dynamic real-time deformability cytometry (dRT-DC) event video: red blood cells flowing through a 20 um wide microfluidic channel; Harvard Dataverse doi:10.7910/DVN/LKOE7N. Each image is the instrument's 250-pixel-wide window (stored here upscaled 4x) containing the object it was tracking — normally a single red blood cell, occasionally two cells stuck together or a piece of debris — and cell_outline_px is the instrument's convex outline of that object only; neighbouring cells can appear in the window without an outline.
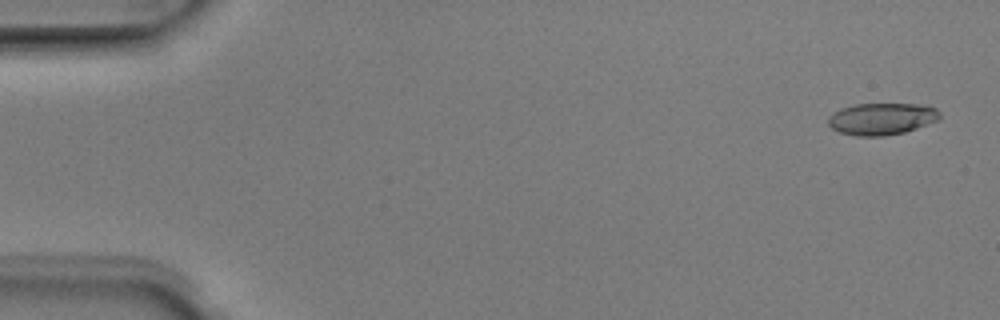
{"species": "Egyptian fruit bat (a non-hibernating species)", "species_latin": "Rousettus aegyptiacus", "temperature_condition": "room temperature", "stored_images_in_passage": 5, "camera_frame_rate_fps": 3000, "um_per_image_px": 0.085, "animal": {"sex": "male"}, "frame": {"image": 1, "passage_image": 5, "time_ms": 1.333, "image_size_px": [1000, 320], "cell_outline_px": [[940, 120], [904, 132], [884, 136], [856, 136], [840, 132], [832, 128], [828, 124], [828, 116], [840, 108], [852, 104], [920, 104], [936, 108], [940, 112]], "centroid_in_image_um": [74.94, 10.09], "position_along_channel_um": 10.1, "area_um2": 20.87}}